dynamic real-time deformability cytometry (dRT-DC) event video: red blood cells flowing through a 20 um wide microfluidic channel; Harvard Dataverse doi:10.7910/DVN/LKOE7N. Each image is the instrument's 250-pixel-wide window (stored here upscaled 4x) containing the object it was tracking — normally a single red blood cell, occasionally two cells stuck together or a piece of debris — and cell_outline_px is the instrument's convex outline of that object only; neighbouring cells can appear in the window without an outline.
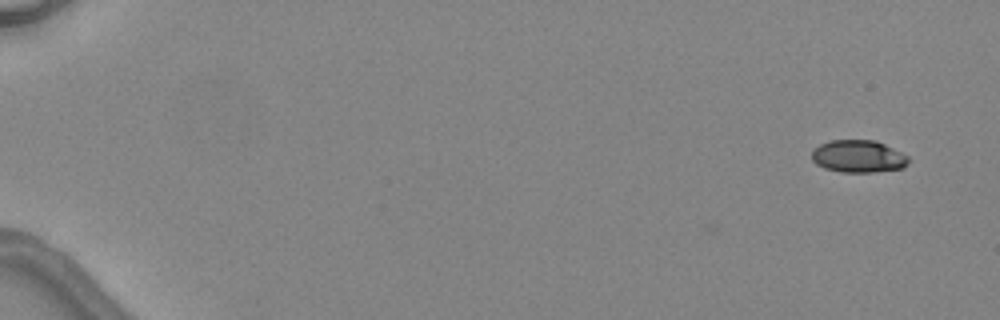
{"species": "common noctule bat (a hibernating species)", "species_latin": "Nyctalus noctula", "temperature_condition": "warm", "stored_images_in_passage": 4, "camera_frame_rate_fps": 3000, "um_per_image_px": 0.085, "animal": {"sex": "female", "body_mass_g": 24.6, "forearm_length_mm": 56.2}, "frame": {"image": 1, "passage_image": 1, "time_ms": 0.0, "image_size_px": [1000, 320], "cell_outline_px": [[908, 164], [904, 168], [872, 172], [840, 172], [824, 168], [816, 164], [812, 160], [812, 152], [820, 144], [828, 140], [876, 140], [908, 156]], "centroid_in_image_um": [72.95, 13.29], "position_along_channel_um": 12.1, "area_um2": 18.26}}